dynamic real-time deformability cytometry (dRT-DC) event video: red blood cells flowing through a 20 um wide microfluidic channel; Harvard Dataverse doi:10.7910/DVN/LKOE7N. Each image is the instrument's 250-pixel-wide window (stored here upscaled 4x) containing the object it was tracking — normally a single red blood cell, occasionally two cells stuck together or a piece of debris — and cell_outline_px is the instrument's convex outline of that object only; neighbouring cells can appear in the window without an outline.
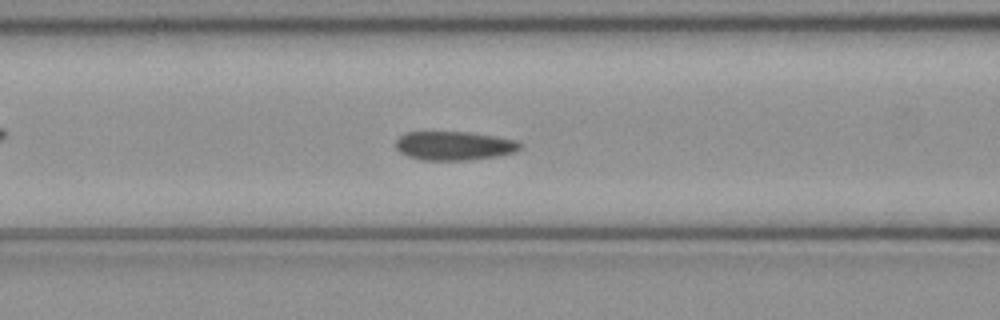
{"species": "common noctule bat (a hibernating species)", "species_latin": "Nyctalus noctula", "temperature_condition": "cold", "stored_images_in_passage": 49, "camera_frame_rate_fps": 3000, "um_per_image_px": 0.085, "animal": {"sex": "female", "body_mass_g": 21.9}, "frame": {"image": 1, "passage_image": 19, "time_ms": 6.0, "image_size_px": [1000, 320], "cell_outline_px": [[524, 148], [516, 152], [496, 156], [468, 160], [420, 160], [408, 156], [400, 152], [396, 148], [396, 140], [404, 132], [468, 132], [496, 136], [520, 140], [524, 144]], "centroid_in_image_um": [38.67, 12.38], "position_along_channel_um": 127.9, "area_um2": 21.27}}
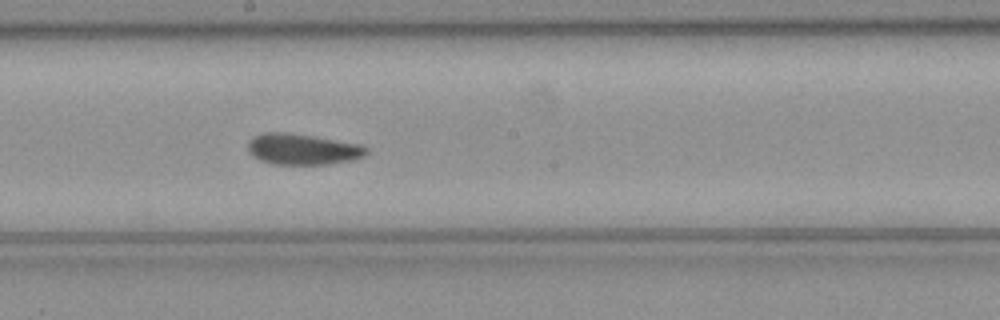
{"frame": {"image": 2, "passage_image": 26, "time_ms": 8.333, "image_size_px": [1000, 320], "cell_outline_px": [[368, 152], [364, 156], [356, 160], [328, 164], [272, 164], [260, 160], [252, 156], [248, 152], [248, 140], [252, 136], [264, 132], [288, 132], [360, 144], [368, 148]], "centroid_in_image_um": [25.7, 12.68], "position_along_channel_um": 222.5, "area_um2": 21.62}}
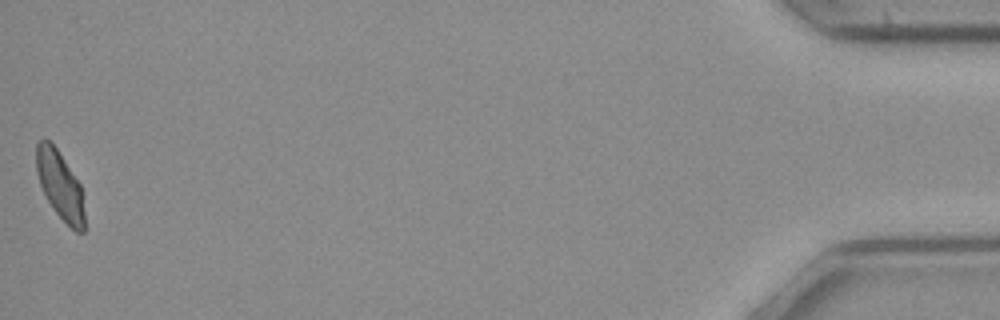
{"frame": {"image": 3, "passage_image": 49, "time_ms": 16.0, "image_size_px": [1000, 320], "cell_outline_px": [[84, 232], [76, 232], [56, 212], [48, 200], [40, 184], [36, 172], [36, 144], [44, 136], [56, 148], [80, 184], [84, 212]], "centroid_in_image_um": [5.08, 15.71], "position_along_channel_um": 430.1, "area_um2": 18.73}, "authors_computed_cell_mechanics": {"area_um2": 21.1548, "velocity_mm_per_s": 4.047, "shape_relaxation_time_tau1_ms": 8.4686, "shape_relaxation_time_tau2_ms": 1.5829, "deformation_change_tau1": 0.1661, "deformation_change_tau2": 0.0832}}